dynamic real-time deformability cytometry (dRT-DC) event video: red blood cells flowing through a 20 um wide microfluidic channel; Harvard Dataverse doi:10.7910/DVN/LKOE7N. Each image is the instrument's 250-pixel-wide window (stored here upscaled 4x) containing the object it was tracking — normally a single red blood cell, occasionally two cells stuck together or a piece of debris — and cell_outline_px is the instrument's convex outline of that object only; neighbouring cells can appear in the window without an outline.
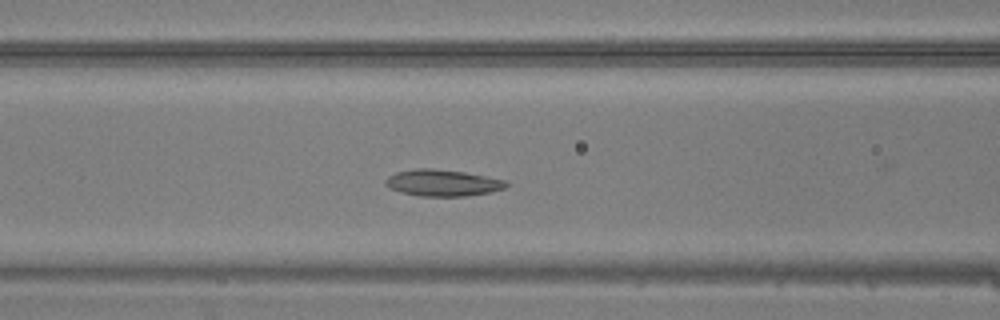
{"species": "common noctule bat (a hibernating species)", "species_latin": "Nyctalus noctula", "temperature_condition": "warm", "stored_images_in_passage": 44, "camera_frame_rate_fps": 3000, "um_per_image_px": 0.085, "animal": {"sex": "male", "body_mass_g": 20.5, "forearm_length_mm": 52.5}, "frame": {"image": 1, "passage_image": 16, "time_ms": 5.0, "image_size_px": [1000, 320], "cell_outline_px": [[508, 188], [468, 196], [420, 196], [404, 192], [392, 188], [384, 184], [384, 180], [388, 176], [396, 172], [416, 168], [432, 168], [464, 172], [504, 180], [508, 184]], "centroid_in_image_um": [37.62, 15.54], "position_along_channel_um": 129.0, "area_um2": 18.5}}
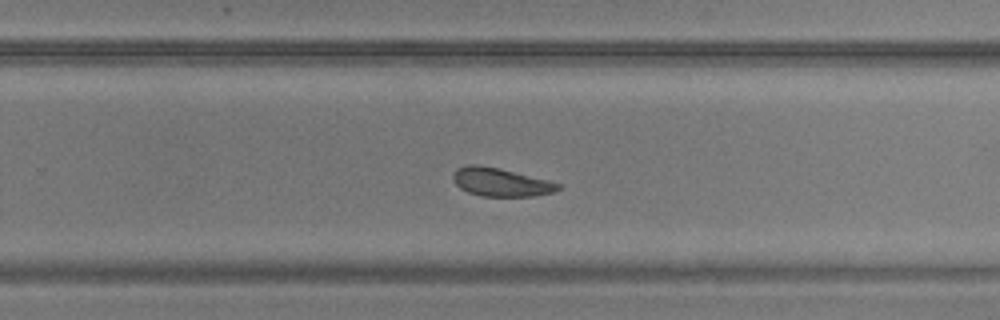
{"frame": {"image": 2, "passage_image": 27, "time_ms": 8.667, "image_size_px": [1000, 320], "cell_outline_px": [[560, 188], [552, 192], [532, 196], [480, 196], [468, 192], [460, 188], [452, 180], [452, 176], [456, 168], [468, 164], [476, 164], [500, 168], [548, 180], [560, 184]], "centroid_in_image_um": [42.51, 15.47], "position_along_channel_um": 287.3, "area_um2": 17.34}}
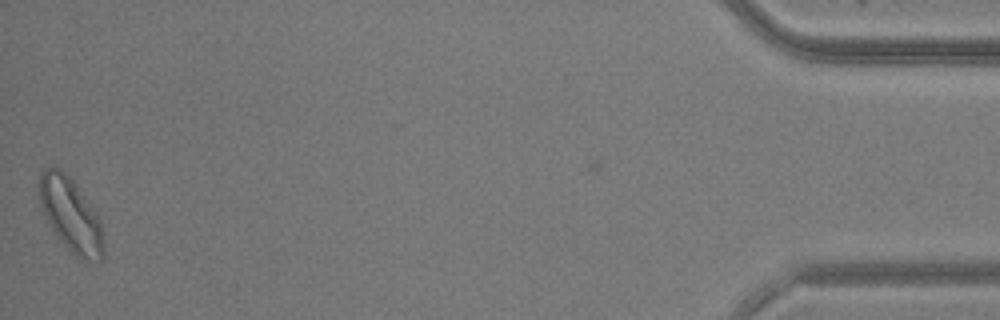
{"frame": {"image": 3, "passage_image": 43, "time_ms": 14.0, "image_size_px": [1000, 320], "cell_outline_px": [[104, 260], [96, 264], [76, 256], [60, 240], [52, 228], [40, 204], [36, 184], [40, 172], [44, 168], [60, 168], [72, 180], [100, 220], [104, 240]], "centroid_in_image_um": [6.01, 18.29], "position_along_channel_um": 429.2, "area_um2": 27.57}}